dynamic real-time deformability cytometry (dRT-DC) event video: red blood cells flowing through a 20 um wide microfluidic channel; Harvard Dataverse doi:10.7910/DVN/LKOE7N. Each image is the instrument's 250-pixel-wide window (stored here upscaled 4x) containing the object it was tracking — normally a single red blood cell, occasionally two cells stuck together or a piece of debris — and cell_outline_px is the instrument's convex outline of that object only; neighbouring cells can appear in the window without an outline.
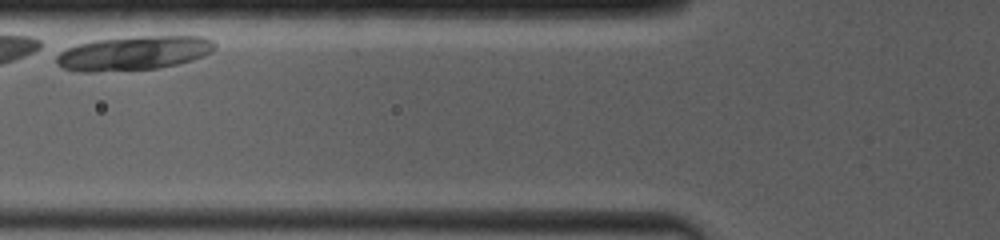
{"species": "common noctule bat (a hibernating species)", "species_latin": "Nyctalus noctula", "temperature_condition": "room temperature", "stored_images_in_passage": 5, "camera_frame_rate_fps": 4000, "um_per_image_px": 0.085, "animal": {"sex": "female", "body_mass_g": 19.0, "forearm_length_mm": 53.3}, "frame": {"image": 1, "passage_image": 5, "time_ms": 1.5, "image_size_px": [1000, 240], "cell_outline_px": [[216, 48], [212, 52], [204, 56], [192, 60], [160, 68], [92, 72], [76, 72], [64, 68], [56, 64], [56, 56], [60, 52], [76, 44], [92, 40], [132, 36], [204, 36], [212, 40], [216, 44]], "centroid_in_image_um": [11.36, 4.51], "position_along_channel_um": 114.4, "area_um2": 31.91}}